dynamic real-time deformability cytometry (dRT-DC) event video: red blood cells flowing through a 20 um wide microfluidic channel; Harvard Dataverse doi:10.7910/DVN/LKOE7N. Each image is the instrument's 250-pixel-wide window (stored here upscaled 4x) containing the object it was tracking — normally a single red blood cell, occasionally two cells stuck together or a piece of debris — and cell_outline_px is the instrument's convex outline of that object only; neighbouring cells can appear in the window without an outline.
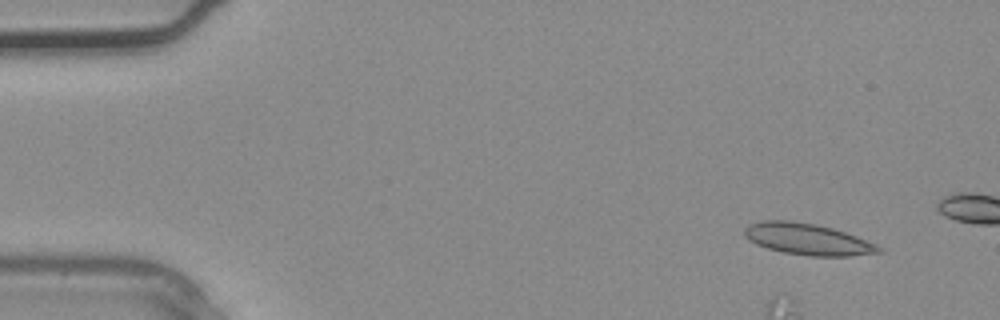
{"species": "common noctule bat (a hibernating species)", "species_latin": "Nyctalus noctula", "temperature_condition": "warm", "stored_images_in_passage": 3, "camera_frame_rate_fps": 3000, "um_per_image_px": 0.085, "animal": {"sex": "male", "body_mass_g": 20.4}, "frame": {"image": 1, "passage_image": 1, "time_ms": 0.0, "image_size_px": [1000, 320], "cell_outline_px": [[884, 252], [848, 256], [808, 256], [784, 252], [768, 248], [756, 244], [748, 240], [744, 236], [744, 228], [748, 224], [760, 220], [788, 220], [816, 224], [832, 228], [856, 236], [876, 244]], "centroid_in_image_um": [68.6, 20.32], "position_along_channel_um": 16.4, "area_um2": 24.62}}